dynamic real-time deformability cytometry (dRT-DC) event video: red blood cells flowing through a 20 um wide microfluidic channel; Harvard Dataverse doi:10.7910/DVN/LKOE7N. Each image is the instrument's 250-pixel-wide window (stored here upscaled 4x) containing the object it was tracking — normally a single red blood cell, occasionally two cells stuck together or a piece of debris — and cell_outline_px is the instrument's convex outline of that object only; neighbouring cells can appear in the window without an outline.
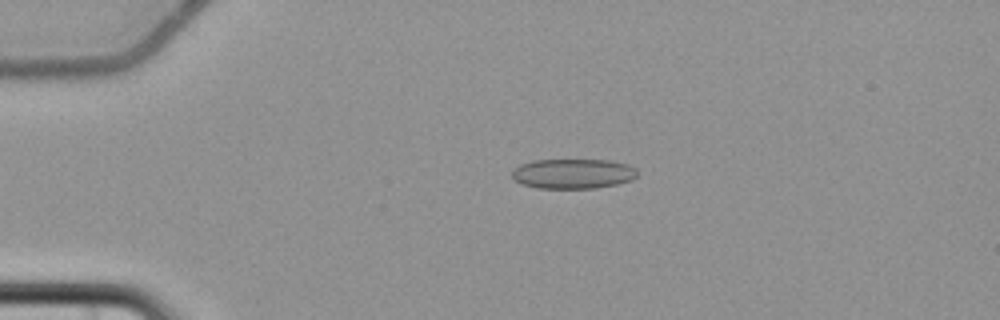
{"species": "common noctule bat (a hibernating species)", "species_latin": "Nyctalus noctula", "temperature_condition": "cold", "stored_images_in_passage": 8, "camera_frame_rate_fps": 3000, "um_per_image_px": 0.085, "animal": {"sex": "female", "body_mass_g": 22.7, "forearm_length_mm": 54.2}, "frame": {"image": 1, "passage_image": 4, "time_ms": 3.667, "image_size_px": [1000, 320], "cell_outline_px": [[636, 176], [632, 180], [616, 184], [596, 188], [540, 188], [520, 184], [512, 180], [512, 168], [520, 164], [532, 160], [608, 160], [628, 164], [636, 168]], "centroid_in_image_um": [48.66, 14.76], "position_along_channel_um": 36.3, "area_um2": 22.02}}
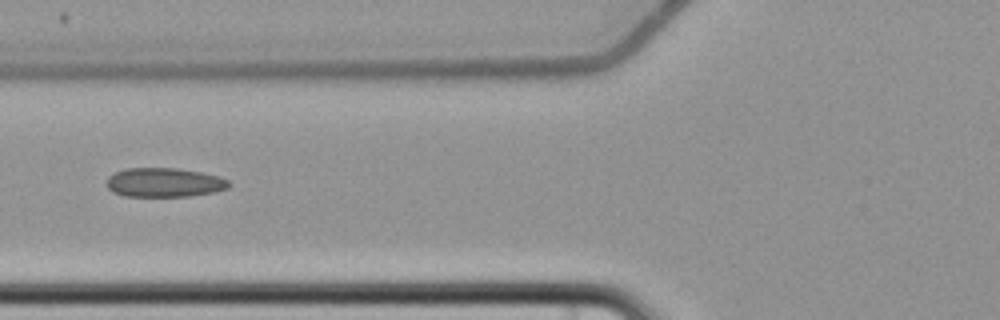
{"frame": {"image": 2, "passage_image": 7, "time_ms": 7.0, "image_size_px": [1000, 320], "cell_outline_px": [[232, 184], [228, 188], [216, 192], [188, 196], [124, 196], [112, 192], [108, 188], [108, 176], [116, 172], [128, 168], [180, 168], [220, 176], [228, 180]], "centroid_in_image_um": [14.01, 15.51], "position_along_channel_um": 111.8, "area_um2": 20.87}}
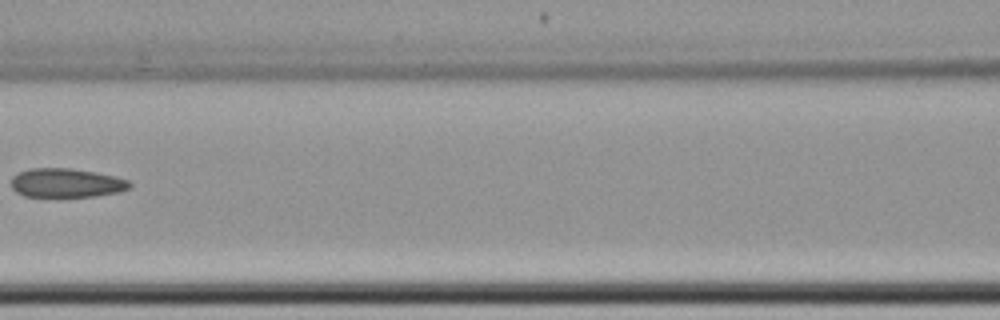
{"frame": {"image": 3, "passage_image": 8, "time_ms": 8.333, "image_size_px": [1000, 320], "cell_outline_px": [[132, 184], [128, 188], [120, 192], [96, 196], [24, 196], [16, 192], [12, 188], [12, 176], [28, 168], [72, 168], [96, 172], [116, 176], [128, 180]], "centroid_in_image_um": [5.65, 15.54], "position_along_channel_um": 160.9, "area_um2": 20.06}}